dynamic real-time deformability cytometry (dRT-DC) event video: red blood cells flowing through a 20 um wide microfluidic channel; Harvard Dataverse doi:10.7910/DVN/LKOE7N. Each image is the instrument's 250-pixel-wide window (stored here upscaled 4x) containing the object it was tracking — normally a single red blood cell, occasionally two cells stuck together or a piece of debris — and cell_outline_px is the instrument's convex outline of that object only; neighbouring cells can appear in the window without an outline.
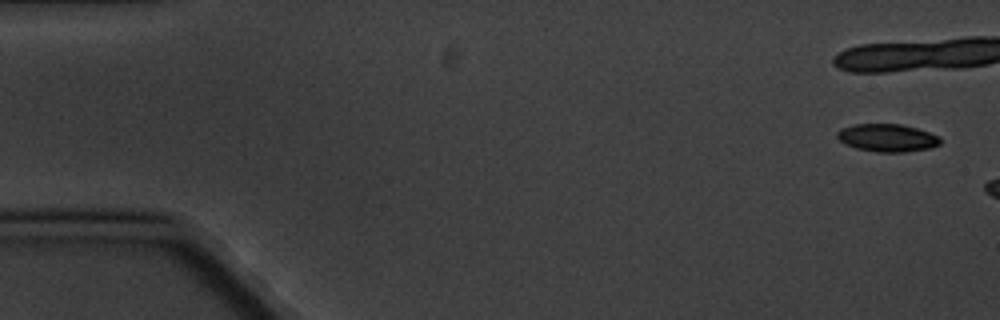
{"species": "common noctule bat (a hibernating species)", "species_latin": "Nyctalus noctula", "temperature_condition": "cold", "stored_images_in_passage": 2, "camera_frame_rate_fps": 3000, "um_per_image_px": 0.085, "animal": {"sex": "male", "body_mass_g": 20.1, "forearm_length_mm": 53.5}, "frame": {"image": 1, "passage_image": 1, "time_ms": 0.0, "image_size_px": [1000, 320], "cell_outline_px": [[940, 144], [932, 148], [904, 152], [876, 152], [856, 148], [844, 144], [836, 136], [836, 132], [840, 128], [852, 124], [900, 124], [916, 128], [928, 132], [936, 136], [940, 140]], "centroid_in_image_um": [75.37, 11.71], "position_along_channel_um": 9.6, "area_um2": 16.7}}